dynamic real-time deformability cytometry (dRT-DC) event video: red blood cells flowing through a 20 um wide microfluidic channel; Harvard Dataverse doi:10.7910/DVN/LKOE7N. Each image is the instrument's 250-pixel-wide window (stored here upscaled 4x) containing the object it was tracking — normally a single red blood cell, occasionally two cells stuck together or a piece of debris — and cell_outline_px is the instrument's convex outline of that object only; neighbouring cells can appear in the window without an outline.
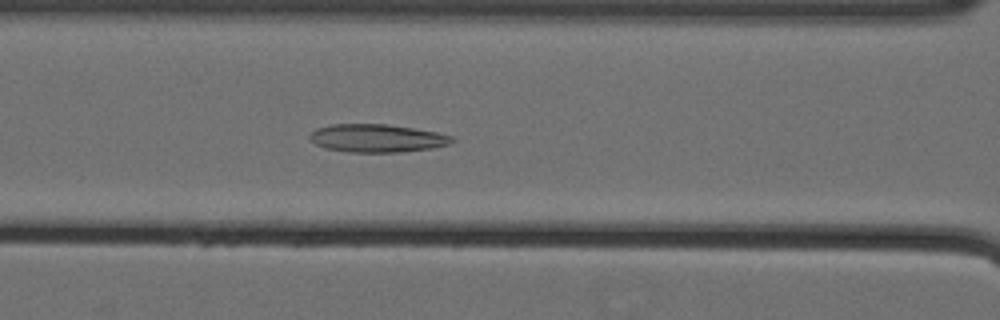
{"species": "Egyptian fruit bat (a non-hibernating species)", "species_latin": "Rousettus aegyptiacus", "temperature_condition": "cold", "stored_images_in_passage": 42, "camera_frame_rate_fps": 3000, "um_per_image_px": 0.085, "animal": {"sex": "female"}, "frame": {"image": 1, "passage_image": 28, "time_ms": 9.0, "image_size_px": [1000, 320], "cell_outline_px": [[456, 140], [448, 144], [432, 148], [404, 152], [348, 152], [324, 148], [316, 144], [308, 136], [316, 128], [332, 124], [388, 124], [436, 132], [452, 136]], "centroid_in_image_um": [32.04, 11.75], "position_along_channel_um": 134.6, "area_um2": 23.24}}
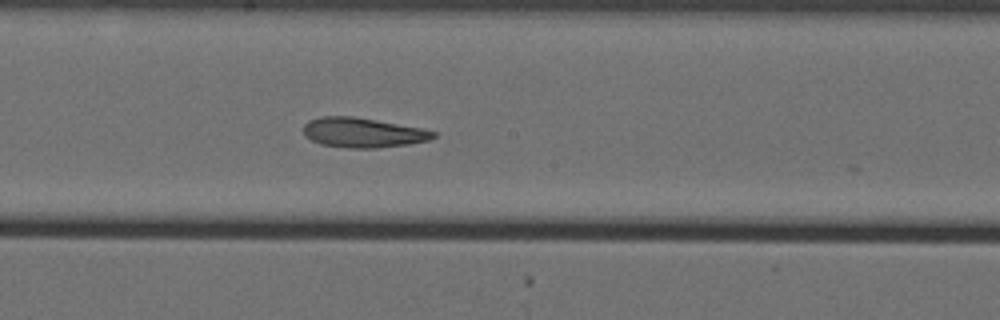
{"frame": {"image": 2, "passage_image": 35, "time_ms": 11.333, "image_size_px": [1000, 320], "cell_outline_px": [[436, 136], [428, 140], [408, 144], [376, 148], [348, 148], [320, 144], [304, 136], [304, 124], [308, 120], [320, 116], [352, 116], [376, 120], [420, 128], [436, 132]], "centroid_in_image_um": [30.79, 11.27], "position_along_channel_um": 217.4, "area_um2": 22.43}}
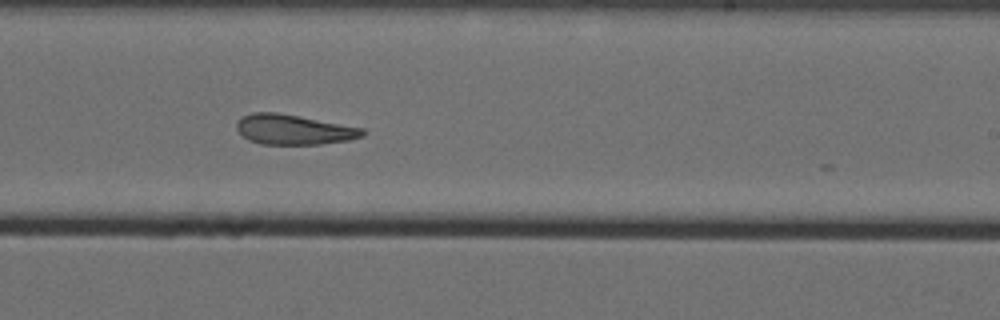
{"frame": {"image": 3, "passage_image": 39, "time_ms": 12.667, "image_size_px": [1000, 320], "cell_outline_px": [[368, 132], [364, 136], [348, 140], [320, 144], [260, 144], [248, 140], [240, 136], [236, 132], [236, 120], [240, 116], [252, 112], [276, 112], [364, 128]], "centroid_in_image_um": [24.9, 11.01], "position_along_channel_um": 264.1, "area_um2": 22.37}}